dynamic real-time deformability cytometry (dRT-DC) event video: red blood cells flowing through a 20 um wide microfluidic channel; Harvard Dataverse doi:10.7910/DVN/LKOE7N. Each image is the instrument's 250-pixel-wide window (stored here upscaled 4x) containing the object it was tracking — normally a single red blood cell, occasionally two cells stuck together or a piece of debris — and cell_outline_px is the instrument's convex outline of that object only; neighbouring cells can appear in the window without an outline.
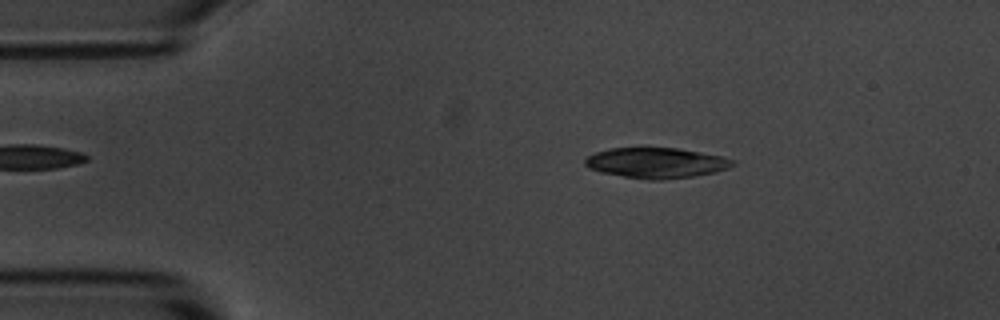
{"species": "common noctule bat (a hibernating species)", "species_latin": "Nyctalus noctula", "temperature_condition": "room temperature", "stored_images_in_passage": 54, "camera_frame_rate_fps": 3000, "um_per_image_px": 0.085, "animal": {"sex": "male", "body_mass_g": 20.1, "forearm_length_mm": 53.5}, "frame": {"image": 1, "passage_image": 9, "time_ms": 2.667, "image_size_px": [1000, 320], "cell_outline_px": [[736, 164], [728, 168], [716, 172], [692, 176], [660, 180], [648, 180], [600, 172], [588, 168], [584, 164], [584, 160], [588, 156], [596, 152], [608, 148], [676, 148], [720, 156], [736, 160]], "centroid_in_image_um": [55.77, 13.85], "position_along_channel_um": 29.2, "area_um2": 26.07}}